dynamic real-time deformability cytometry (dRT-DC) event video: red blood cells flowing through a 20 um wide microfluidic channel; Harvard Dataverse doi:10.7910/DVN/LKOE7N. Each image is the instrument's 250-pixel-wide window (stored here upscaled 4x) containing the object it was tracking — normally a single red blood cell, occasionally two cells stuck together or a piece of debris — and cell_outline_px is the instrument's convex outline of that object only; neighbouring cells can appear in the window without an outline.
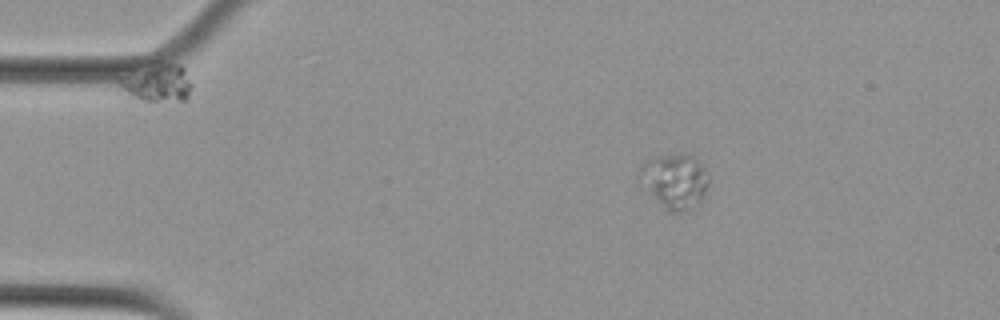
{"species": "Egyptian fruit bat (a non-hibernating species)", "species_latin": "Rousettus aegyptiacus", "temperature_condition": "cold", "stored_images_in_passage": 48, "camera_frame_rate_fps": 3000, "um_per_image_px": 0.085, "animal": {"sex": "female"}, "frame": {"image": 1, "passage_image": 1, "time_ms": 0.0, "image_size_px": [1000, 320], "cell_outline_px": [[708, 184], [700, 200], [688, 212], [668, 212], [648, 188], [636, 172], [640, 164], [648, 160], [660, 156], [676, 152], [684, 152], [692, 156], [704, 168], [708, 176]], "centroid_in_image_um": [57.37, 15.35], "position_along_channel_um": 27.6, "area_um2": 21.68}}
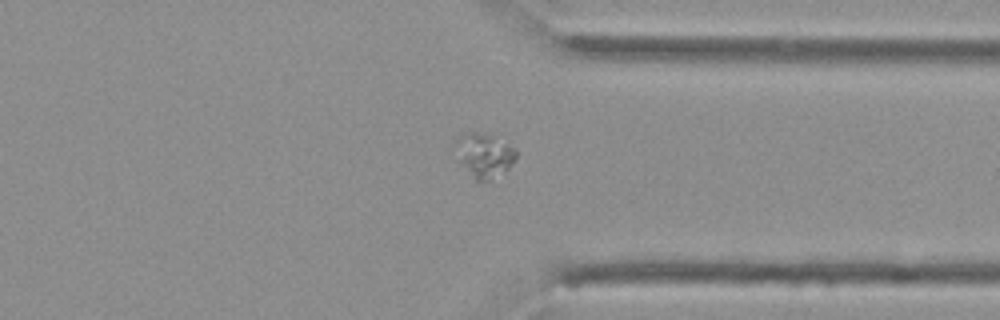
{"frame": {"image": 2, "passage_image": 35, "time_ms": 11.333, "image_size_px": [1000, 320], "cell_outline_px": [[516, 156], [508, 168], [504, 172], [488, 180], [476, 180], [460, 160], [456, 140], [460, 136], [472, 132], [476, 132], [496, 136], [516, 148]], "centroid_in_image_um": [41.23, 13.16], "position_along_channel_um": 370.2, "area_um2": 14.91}}
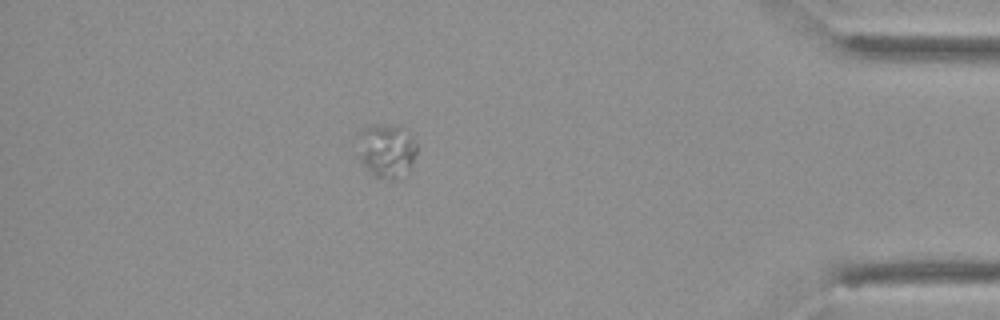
{"frame": {"image": 3, "passage_image": 41, "time_ms": 13.333, "image_size_px": [1000, 320], "cell_outline_px": [[416, 152], [408, 168], [392, 180], [376, 176], [360, 160], [356, 132], [360, 128], [376, 124], [396, 124], [408, 128], [416, 144]], "centroid_in_image_um": [32.82, 12.68], "position_along_channel_um": 402.4, "area_um2": 18.55}}